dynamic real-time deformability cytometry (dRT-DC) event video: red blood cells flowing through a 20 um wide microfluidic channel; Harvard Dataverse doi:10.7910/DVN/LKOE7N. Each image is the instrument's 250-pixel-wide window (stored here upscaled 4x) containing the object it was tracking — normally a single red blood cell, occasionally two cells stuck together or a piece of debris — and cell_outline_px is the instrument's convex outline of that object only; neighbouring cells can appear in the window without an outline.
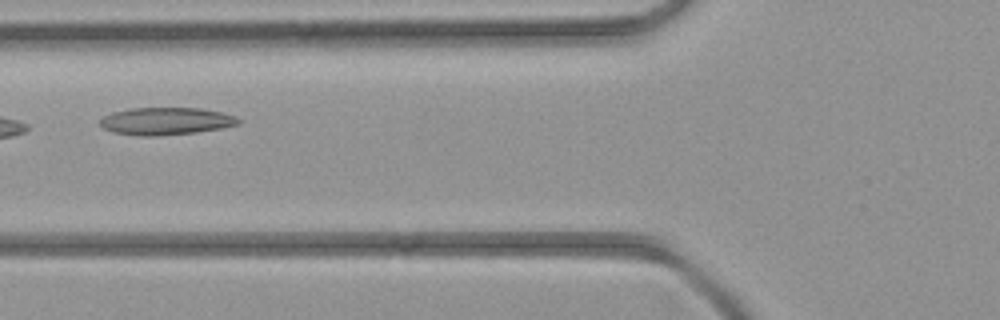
{"species": "common noctule bat (a hibernating species)", "species_latin": "Nyctalus noctula", "temperature_condition": "room temperature", "stored_images_in_passage": 3, "camera_frame_rate_fps": 3000, "um_per_image_px": 0.085, "animal": {"sex": "female", "body_mass_g": 21.9}, "frame": {"image": 1, "passage_image": 3, "time_ms": 2.333, "image_size_px": [1000, 320], "cell_outline_px": [[240, 124], [220, 128], [196, 132], [156, 136], [140, 136], [116, 132], [104, 128], [100, 124], [100, 120], [104, 116], [112, 112], [128, 108], [200, 108], [220, 112], [236, 116], [240, 120]], "centroid_in_image_um": [14.11, 10.29], "position_along_channel_um": 111.7, "area_um2": 21.96}}